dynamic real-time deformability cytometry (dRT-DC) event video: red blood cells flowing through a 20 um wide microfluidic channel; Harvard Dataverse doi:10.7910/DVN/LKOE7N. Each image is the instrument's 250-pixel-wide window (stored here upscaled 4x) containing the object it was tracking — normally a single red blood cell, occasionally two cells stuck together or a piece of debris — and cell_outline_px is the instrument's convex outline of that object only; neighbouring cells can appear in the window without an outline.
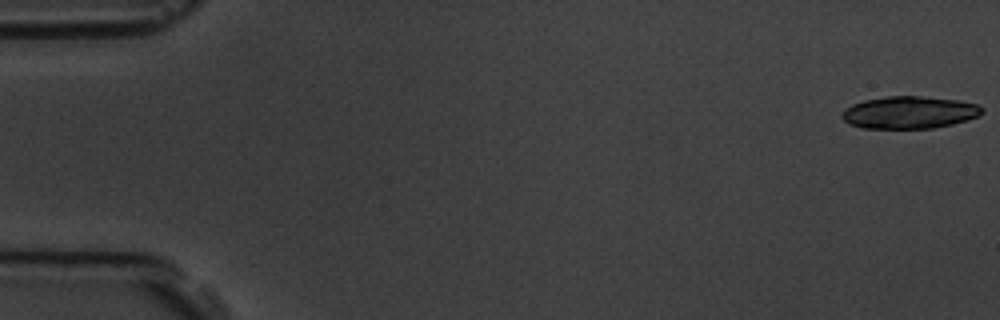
{"species": "common noctule bat (a hibernating species)", "species_latin": "Nyctalus noctula", "temperature_condition": "room temperature", "stored_images_in_passage": 7, "camera_frame_rate_fps": 3000, "um_per_image_px": 0.085, "animal": {"sex": "male", "body_mass_g": 19.5, "forearm_length_mm": 54.6}, "frame": {"image": 1, "passage_image": 1, "time_ms": 0.0, "image_size_px": [1000, 320], "cell_outline_px": [[984, 112], [968, 120], [952, 124], [932, 128], [864, 128], [848, 124], [840, 116], [852, 104], [864, 100], [888, 96], [920, 96], [960, 100], [976, 104], [984, 108]], "centroid_in_image_um": [77.31, 9.55], "position_along_channel_um": 7.7, "area_um2": 26.3}}